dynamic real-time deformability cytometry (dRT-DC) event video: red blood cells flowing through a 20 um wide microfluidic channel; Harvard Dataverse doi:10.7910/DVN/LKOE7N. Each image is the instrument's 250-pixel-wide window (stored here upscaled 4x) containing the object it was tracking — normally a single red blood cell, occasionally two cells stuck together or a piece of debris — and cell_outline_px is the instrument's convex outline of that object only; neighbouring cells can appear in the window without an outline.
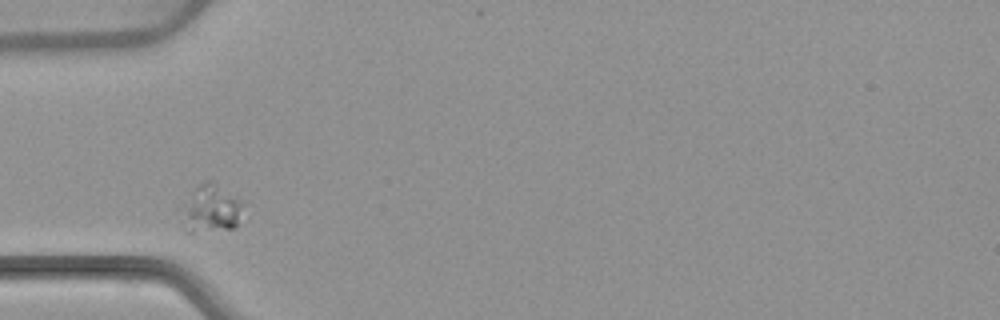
{"species": "common noctule bat (a hibernating species)", "species_latin": "Nyctalus noctula", "temperature_condition": "warm", "stored_images_in_passage": 1, "camera_frame_rate_fps": 3000, "um_per_image_px": 0.085, "animal": {"sex": "female", "body_mass_g": 22.7, "forearm_length_mm": 54.2}, "frame": {"image": 1, "passage_image": 1, "time_ms": 0.0, "image_size_px": [1000, 320], "cell_outline_px": [[244, 204], [236, 224], [232, 228], [224, 228], [196, 224], [176, 212], [176, 208], [204, 180], [212, 180], [240, 200]], "centroid_in_image_um": [17.96, 17.53], "position_along_channel_um": 67.0, "area_um2": 15.37}}